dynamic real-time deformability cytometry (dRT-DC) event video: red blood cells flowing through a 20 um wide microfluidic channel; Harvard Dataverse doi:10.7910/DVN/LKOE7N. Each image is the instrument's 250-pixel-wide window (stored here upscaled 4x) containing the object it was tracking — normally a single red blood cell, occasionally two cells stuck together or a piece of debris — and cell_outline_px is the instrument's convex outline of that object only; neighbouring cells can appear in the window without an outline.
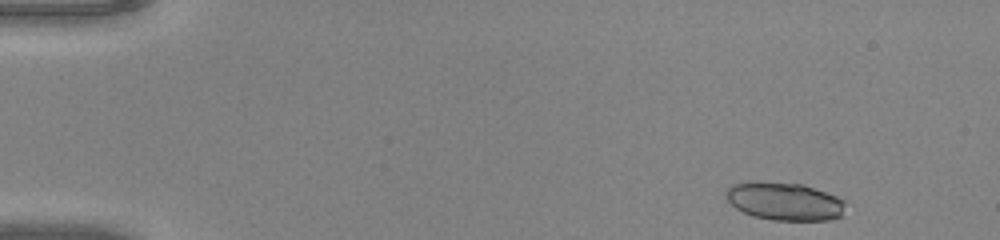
{"species": "common noctule bat (a hibernating species)", "species_latin": "Nyctalus noctula", "temperature_condition": "warm", "stored_images_in_passage": 47, "camera_frame_rate_fps": 3000, "um_per_image_px": 0.085, "animal": {"sex": "male", "body_mass_g": 20.0, "forearm_length_mm": 53.3}, "frame": {"image": 1, "passage_image": 2, "time_ms": 0.333, "image_size_px": [1000, 240], "cell_outline_px": [[844, 204], [840, 216], [828, 220], [772, 220], [752, 216], [736, 208], [728, 200], [724, 192], [732, 184], [804, 184], [836, 196], [844, 200]], "centroid_in_image_um": [66.7, 17.15], "position_along_channel_um": 18.3, "area_um2": 25.49}}
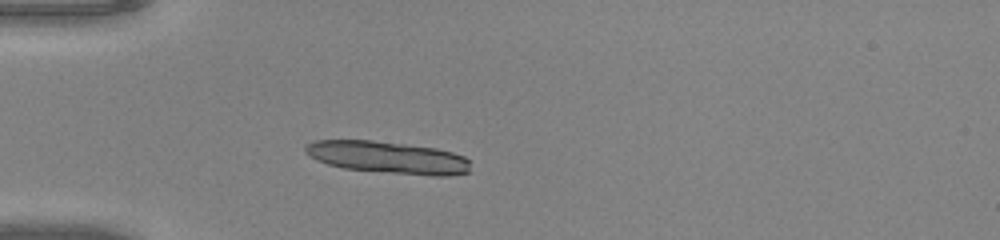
{"frame": {"image": 2, "passage_image": 12, "time_ms": 3.667, "image_size_px": [1000, 240], "cell_outline_px": [[472, 172], [448, 176], [432, 176], [344, 168], [328, 164], [316, 160], [304, 152], [304, 144], [316, 140], [372, 140], [436, 148], [452, 152], [464, 156], [468, 160]], "centroid_in_image_um": [32.98, 13.38], "position_along_channel_um": 52.0, "area_um2": 31.04}, "authors_computed_cell_mechanics": {"area_um2": 25.4898, "velocity_mm_per_s": 4.1523, "shape_relaxation_time_tau1_ms": null, "shape_relaxation_time_tau2_ms": 2.0627, "deformation_change_tau1": null, "deformation_change_tau2": 0.0586}}